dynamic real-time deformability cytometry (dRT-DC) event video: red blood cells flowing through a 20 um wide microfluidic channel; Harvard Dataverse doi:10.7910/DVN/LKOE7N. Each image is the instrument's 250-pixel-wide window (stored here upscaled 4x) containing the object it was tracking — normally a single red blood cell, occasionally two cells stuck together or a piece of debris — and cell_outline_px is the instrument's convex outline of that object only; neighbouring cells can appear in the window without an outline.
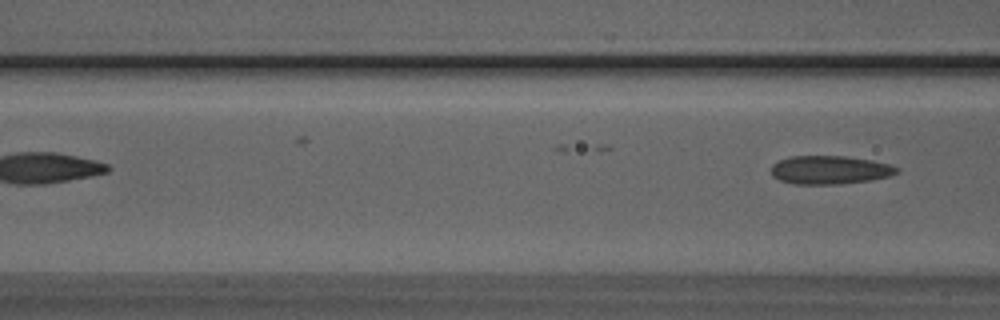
{"species": "Egyptian fruit bat (a non-hibernating species)", "species_latin": "Rousettus aegyptiacus", "temperature_condition": "room temperature", "stored_images_in_passage": 3, "camera_frame_rate_fps": 3000, "um_per_image_px": 0.085, "animal": {"sex": "male"}, "frame": {"image": 1, "passage_image": 3, "time_ms": 0.667, "image_size_px": [1000, 320], "cell_outline_px": [[900, 172], [888, 176], [868, 180], [840, 184], [792, 184], [780, 180], [772, 176], [772, 164], [788, 156], [848, 156], [872, 160], [888, 164], [900, 168]], "centroid_in_image_um": [70.52, 14.44], "position_along_channel_um": 96.1, "area_um2": 20.87}}